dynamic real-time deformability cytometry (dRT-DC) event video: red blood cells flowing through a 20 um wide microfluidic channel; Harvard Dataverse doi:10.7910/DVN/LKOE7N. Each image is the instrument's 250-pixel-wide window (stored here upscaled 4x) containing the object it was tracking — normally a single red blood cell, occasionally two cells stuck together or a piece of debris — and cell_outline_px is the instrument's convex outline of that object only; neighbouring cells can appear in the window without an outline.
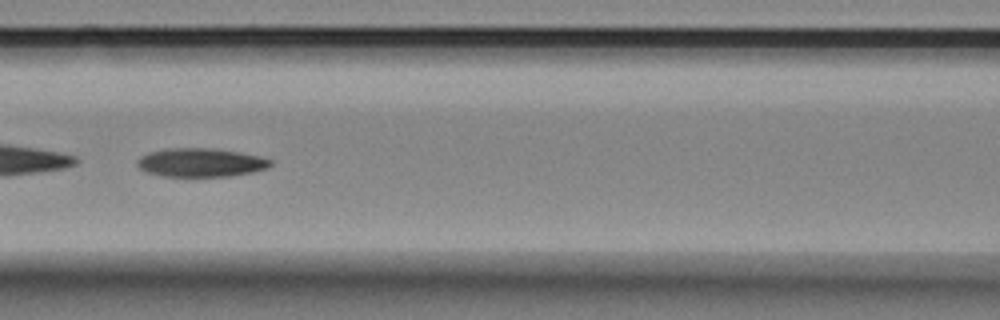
{"species": "Egyptian fruit bat (a non-hibernating species)", "species_latin": "Rousettus aegyptiacus", "temperature_condition": "room temperature", "stored_images_in_passage": 48, "camera_frame_rate_fps": 3000, "um_per_image_px": 0.085, "animal": {"sex": "female"}, "frame": {"image": 1, "passage_image": 17, "time_ms": 5.333, "image_size_px": [1000, 320], "cell_outline_px": [[272, 164], [268, 168], [252, 172], [232, 176], [164, 176], [148, 172], [140, 168], [136, 164], [136, 160], [140, 156], [148, 152], [164, 148], [216, 148], [240, 152], [260, 156], [272, 160]], "centroid_in_image_um": [17.07, 13.8], "position_along_channel_um": 149.5, "area_um2": 22.43}}
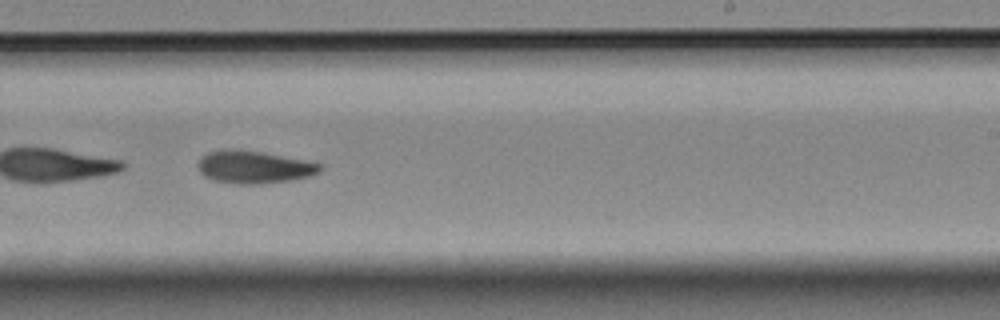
{"frame": {"image": 2, "passage_image": 27, "time_ms": 8.667, "image_size_px": [1000, 320], "cell_outline_px": [[324, 168], [320, 172], [308, 176], [292, 180], [260, 184], [236, 184], [212, 180], [204, 176], [196, 168], [196, 164], [200, 156], [208, 152], [224, 148], [228, 148], [260, 152], [304, 160], [324, 164]], "centroid_in_image_um": [21.54, 14.2], "position_along_channel_um": 267.5, "area_um2": 23.52}}
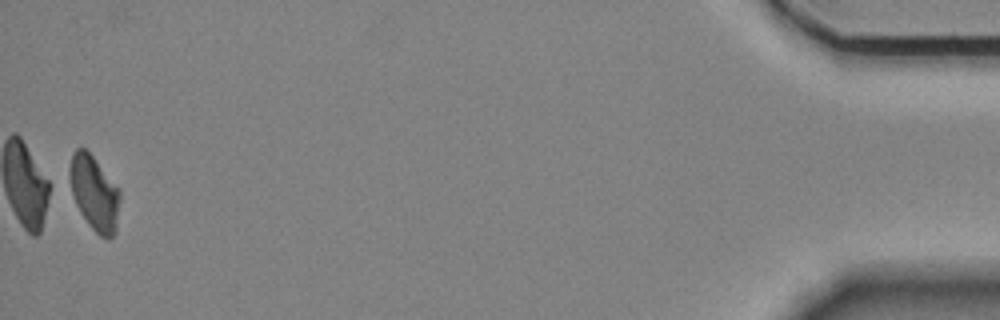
{"frame": {"image": 3, "passage_image": 48, "time_ms": 15.667, "image_size_px": [1000, 320], "cell_outline_px": [[120, 200], [116, 232], [108, 240], [100, 236], [88, 224], [80, 212], [76, 204], [72, 192], [68, 176], [68, 168], [72, 152], [76, 148], [84, 148], [92, 156], [120, 192]], "centroid_in_image_um": [7.99, 16.43], "position_along_channel_um": 427.2, "area_um2": 21.73}, "authors_computed_cell_mechanics": {"area_um2": 22.831, "velocity_mm_per_s": 3.5504, "shape_relaxation_time_tau1_ms": 4.199, "shape_relaxation_time_tau2_ms": null, "deformation_change_tau1": 0.1454, "deformation_change_tau2": null}}